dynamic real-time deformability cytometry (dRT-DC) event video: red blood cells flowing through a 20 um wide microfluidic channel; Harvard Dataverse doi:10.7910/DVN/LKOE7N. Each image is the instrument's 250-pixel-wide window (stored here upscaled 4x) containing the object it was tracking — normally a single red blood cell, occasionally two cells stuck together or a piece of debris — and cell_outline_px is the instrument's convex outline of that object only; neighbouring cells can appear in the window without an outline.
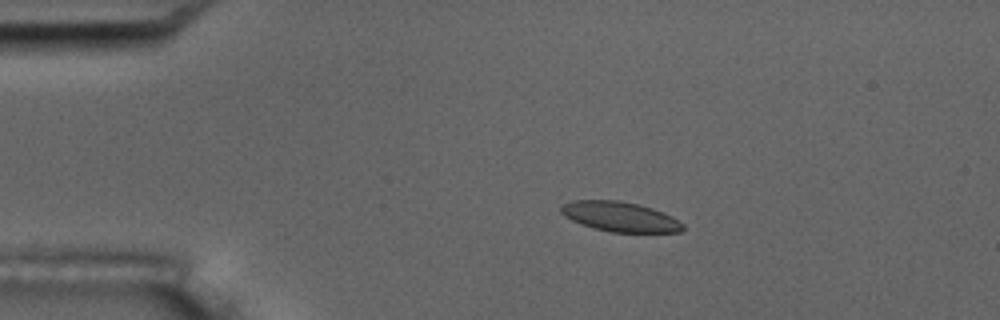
{"species": "common noctule bat (a hibernating species)", "species_latin": "Nyctalus noctula", "temperature_condition": "room temperature", "stored_images_in_passage": 6, "camera_frame_rate_fps": 3000, "um_per_image_px": 0.085, "animal": {"sex": "male", "body_mass_g": 17.5, "forearm_length_mm": 52.3}, "frame": {"image": 1, "passage_image": 3, "time_ms": 2.333, "image_size_px": [1000, 320], "cell_outline_px": [[684, 228], [680, 232], [612, 232], [580, 224], [564, 216], [560, 212], [560, 204], [572, 200], [620, 200], [652, 208], [672, 216], [684, 224]], "centroid_in_image_um": [52.67, 18.41], "position_along_channel_um": 32.3, "area_um2": 21.21}}